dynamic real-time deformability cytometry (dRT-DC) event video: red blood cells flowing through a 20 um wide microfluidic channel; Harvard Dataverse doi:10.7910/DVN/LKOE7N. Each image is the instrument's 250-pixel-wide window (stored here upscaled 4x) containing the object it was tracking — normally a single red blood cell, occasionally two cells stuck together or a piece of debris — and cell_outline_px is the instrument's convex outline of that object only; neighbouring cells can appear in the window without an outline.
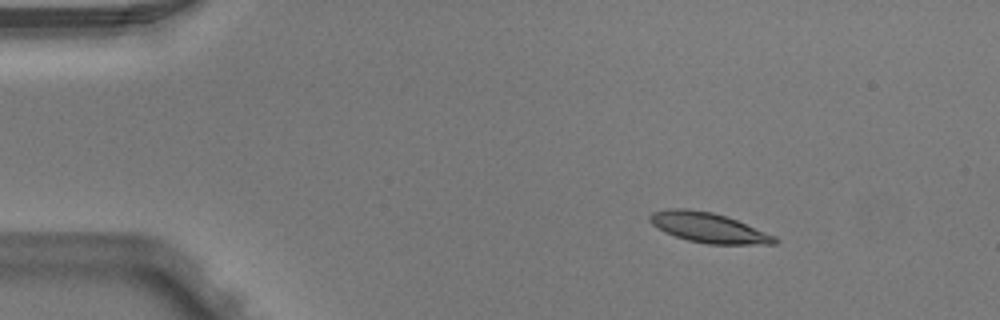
{"species": "Egyptian fruit bat (a non-hibernating species)", "species_latin": "Rousettus aegyptiacus", "temperature_condition": "warm", "stored_images_in_passage": 5, "camera_frame_rate_fps": 3000, "um_per_image_px": 0.085, "animal": {"sex": "male"}, "frame": {"image": 1, "passage_image": 2, "time_ms": 0.333, "image_size_px": [1000, 320], "cell_outline_px": [[780, 240], [776, 244], [708, 244], [688, 240], [664, 232], [652, 224], [648, 220], [648, 216], [652, 212], [668, 208], [688, 208], [712, 212], [736, 220], [776, 236]], "centroid_in_image_um": [60.2, 19.34], "position_along_channel_um": 24.8, "area_um2": 21.79}}
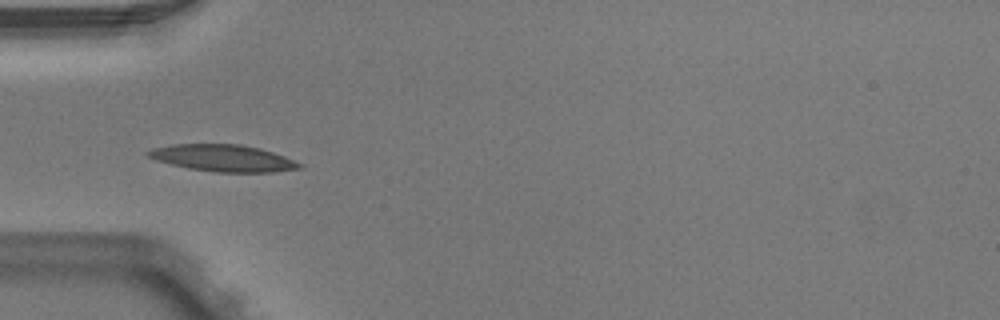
{"frame": {"image": 2, "passage_image": 4, "time_ms": 1.0, "image_size_px": [1000, 320], "cell_outline_px": [[304, 168], [272, 172], [216, 172], [188, 168], [156, 160], [148, 156], [144, 152], [152, 148], [172, 144], [240, 144], [260, 148], [284, 156], [304, 164]], "centroid_in_image_um": [18.98, 13.43], "position_along_channel_um": 66.0, "area_um2": 23.7}}
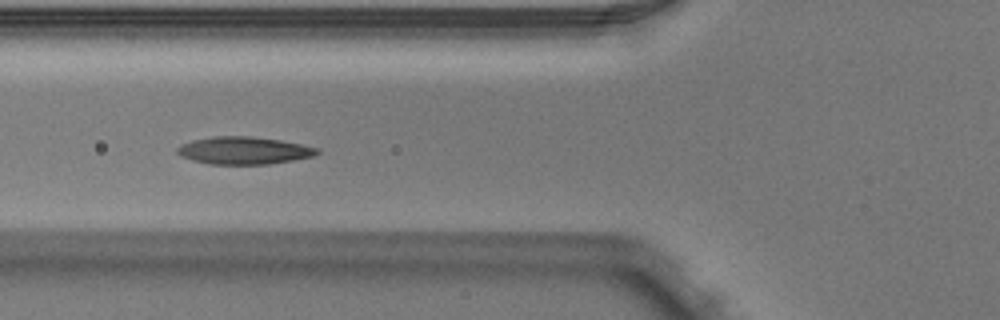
{"frame": {"image": 3, "passage_image": 5, "time_ms": 1.333, "image_size_px": [1000, 320], "cell_outline_px": [[320, 152], [312, 156], [292, 160], [268, 164], [208, 164], [192, 160], [180, 156], [176, 152], [176, 148], [180, 144], [192, 140], [212, 136], [252, 136], [280, 140], [320, 148]], "centroid_in_image_um": [20.68, 12.78], "position_along_channel_um": 105.1, "area_um2": 22.48}}